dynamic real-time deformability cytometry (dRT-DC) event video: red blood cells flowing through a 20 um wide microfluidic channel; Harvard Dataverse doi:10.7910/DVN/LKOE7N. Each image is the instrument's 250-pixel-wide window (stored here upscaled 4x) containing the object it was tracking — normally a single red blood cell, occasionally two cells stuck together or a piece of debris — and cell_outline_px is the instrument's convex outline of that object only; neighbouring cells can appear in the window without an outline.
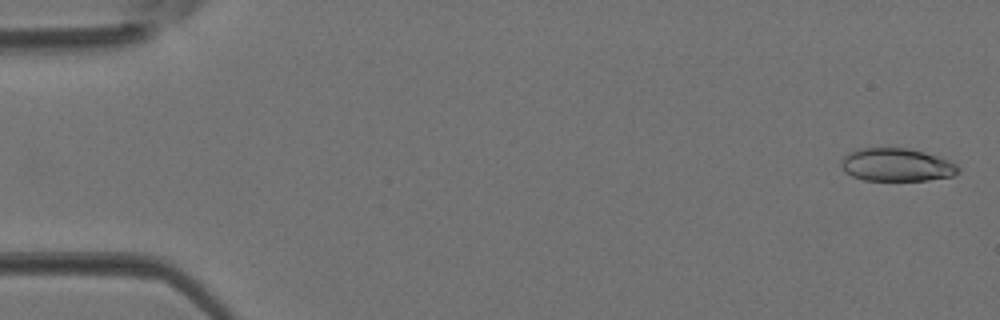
{"species": "Egyptian fruit bat (a non-hibernating species)", "species_latin": "Rousettus aegyptiacus", "temperature_condition": "room temperature", "stored_images_in_passage": 5, "camera_frame_rate_fps": 3000, "um_per_image_px": 0.085, "animal": {"sex": "female"}, "frame": {"image": 1, "passage_image": 1, "time_ms": 0.0, "image_size_px": [1000, 320], "cell_outline_px": [[960, 172], [952, 176], [928, 180], [864, 180], [852, 176], [844, 172], [840, 164], [844, 156], [848, 152], [860, 148], [908, 148], [940, 156], [952, 160], [960, 168]], "centroid_in_image_um": [76.24, 14.0], "position_along_channel_um": 8.8, "area_um2": 22.77}}
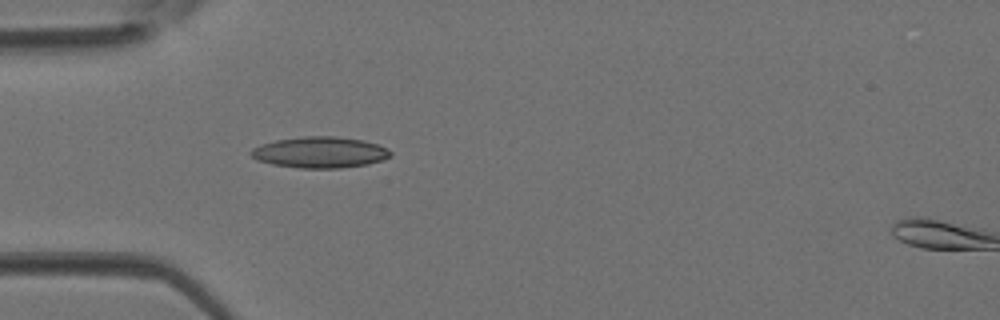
{"frame": {"image": 2, "passage_image": 4, "time_ms": 1.0, "image_size_px": [1000, 320], "cell_outline_px": [[392, 156], [384, 160], [368, 164], [340, 168], [300, 168], [272, 164], [256, 160], [248, 152], [252, 148], [260, 144], [276, 140], [304, 136], [332, 136], [364, 140], [388, 148], [392, 152]], "centroid_in_image_um": [27.2, 12.95], "position_along_channel_um": 57.8, "area_um2": 25.49}}